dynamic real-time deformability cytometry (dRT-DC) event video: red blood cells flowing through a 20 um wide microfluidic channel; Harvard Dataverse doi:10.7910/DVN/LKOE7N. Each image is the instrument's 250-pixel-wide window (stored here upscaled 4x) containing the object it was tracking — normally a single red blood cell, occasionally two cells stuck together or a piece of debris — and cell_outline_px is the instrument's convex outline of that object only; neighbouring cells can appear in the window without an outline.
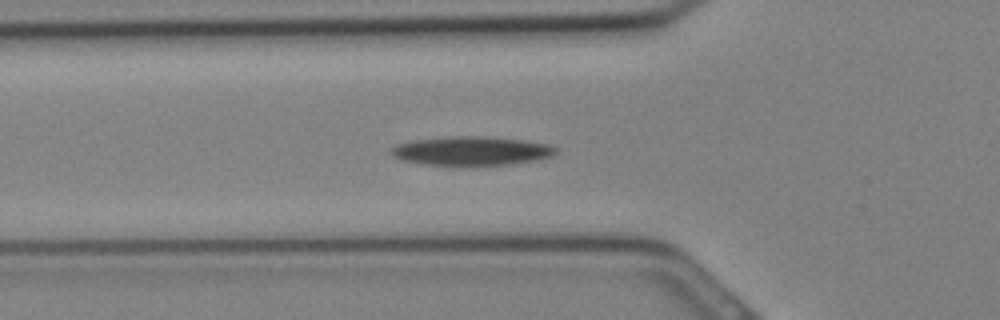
{"species": "Egyptian fruit bat (a non-hibernating species)", "species_latin": "Rousettus aegyptiacus", "temperature_condition": "cold", "stored_images_in_passage": 32, "camera_frame_rate_fps": 3000, "um_per_image_px": 0.085, "animal": {"sex": "female"}, "frame": {"image": 1, "passage_image": 11, "time_ms": 3.333, "image_size_px": [1000, 320], "cell_outline_px": [[560, 148], [552, 156], [536, 160], [508, 164], [428, 164], [404, 160], [392, 156], [388, 152], [396, 144], [416, 140], [448, 136], [484, 136], [524, 140], [548, 144]], "centroid_in_image_um": [40.1, 12.8], "position_along_channel_um": 85.7, "area_um2": 27.34}}
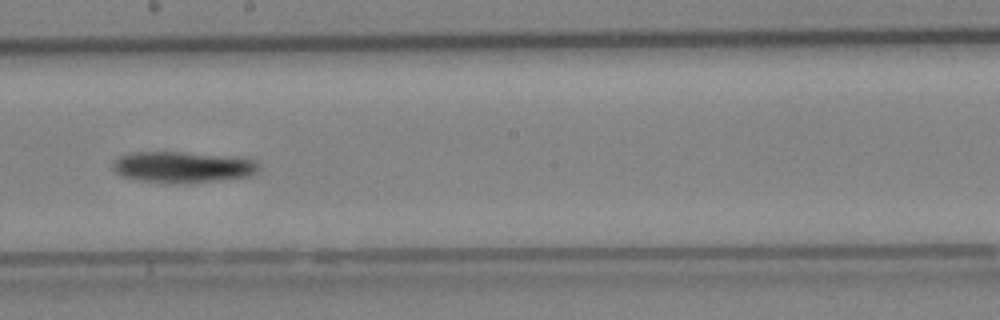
{"frame": {"image": 2, "passage_image": 18, "time_ms": 5.667, "image_size_px": [1000, 320], "cell_outline_px": [[260, 168], [252, 176], [188, 184], [164, 184], [132, 180], [120, 176], [112, 168], [112, 164], [120, 156], [132, 152], [180, 152], [240, 156], [256, 160], [260, 164]], "centroid_in_image_um": [15.56, 14.22], "position_along_channel_um": 232.6, "area_um2": 27.51}}
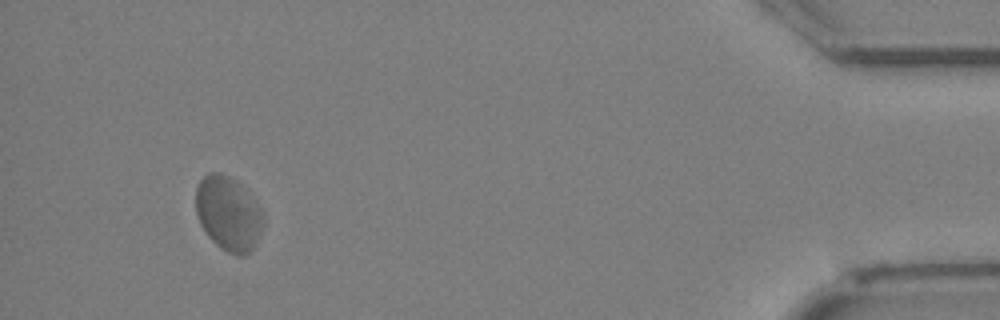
{"frame": {"image": 3, "passage_image": 30, "time_ms": 9.667, "image_size_px": [1000, 320], "cell_outline_px": [[264, 224], [256, 244], [244, 256], [240, 256], [228, 252], [220, 248], [208, 236], [200, 224], [196, 212], [196, 188], [200, 180], [208, 172], [216, 172], [228, 176], [236, 180], [240, 184], [264, 212]], "centroid_in_image_um": [19.41, 18.16], "position_along_channel_um": 415.8, "area_um2": 29.25}}